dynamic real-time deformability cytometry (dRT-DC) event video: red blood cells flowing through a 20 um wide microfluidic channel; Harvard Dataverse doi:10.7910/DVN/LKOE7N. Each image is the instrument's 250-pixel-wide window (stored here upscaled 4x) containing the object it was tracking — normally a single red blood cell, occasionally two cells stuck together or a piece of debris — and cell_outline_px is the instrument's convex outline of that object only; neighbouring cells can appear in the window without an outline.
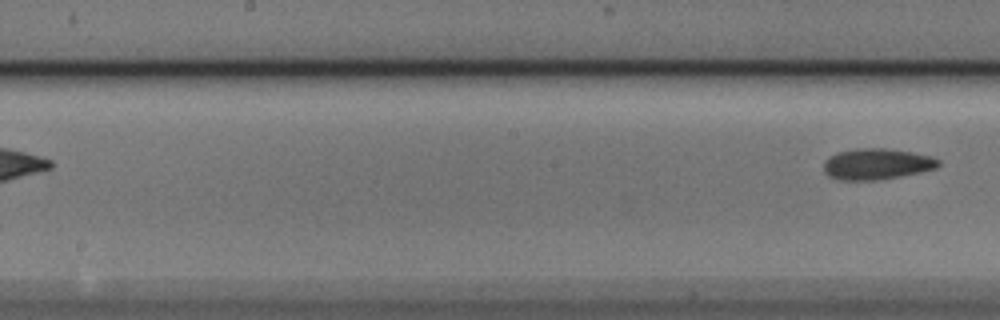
{"species": "Egyptian fruit bat (a non-hibernating species)", "species_latin": "Rousettus aegyptiacus", "temperature_condition": "cold", "stored_images_in_passage": 7, "segment_of_instrument_passage": [2, 2], "camera_frame_rate_fps": 3000, "um_per_image_px": 0.085, "animal": {"sex": "male"}, "frame": {"image": 1, "passage_image": 7, "time_ms": 2.0, "image_size_px": [1000, 320], "cell_outline_px": [[940, 164], [936, 168], [920, 172], [900, 176], [876, 180], [836, 180], [828, 176], [824, 172], [824, 160], [828, 156], [836, 152], [856, 148], [884, 148], [912, 152], [932, 156], [940, 160]], "centroid_in_image_um": [74.48, 13.94], "position_along_channel_um": 173.7, "area_um2": 20.98}}